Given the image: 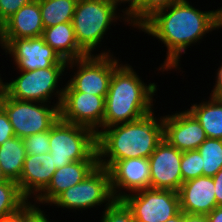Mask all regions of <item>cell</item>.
I'll return each instance as SVG.
<instances>
[{"label":"cell","mask_w":222,"mask_h":222,"mask_svg":"<svg viewBox=\"0 0 222 222\" xmlns=\"http://www.w3.org/2000/svg\"><path fill=\"white\" fill-rule=\"evenodd\" d=\"M221 28L222 21L214 8L203 11L189 0H179L156 11L137 30L156 38L159 43L164 44L162 47H166V58L158 68H154L155 74L158 71V75L160 72L165 75L164 72H185L181 70V58L188 54L187 49L199 45L208 33L212 34Z\"/></svg>","instance_id":"obj_1"},{"label":"cell","mask_w":222,"mask_h":222,"mask_svg":"<svg viewBox=\"0 0 222 222\" xmlns=\"http://www.w3.org/2000/svg\"><path fill=\"white\" fill-rule=\"evenodd\" d=\"M155 112L132 122L101 129L96 134L98 165L109 168L119 160L148 159L163 140V116Z\"/></svg>","instance_id":"obj_2"},{"label":"cell","mask_w":222,"mask_h":222,"mask_svg":"<svg viewBox=\"0 0 222 222\" xmlns=\"http://www.w3.org/2000/svg\"><path fill=\"white\" fill-rule=\"evenodd\" d=\"M124 62L113 71L109 83L103 129L138 120L158 108L154 96H157L160 85L144 82L143 77L135 71L136 66Z\"/></svg>","instance_id":"obj_3"},{"label":"cell","mask_w":222,"mask_h":222,"mask_svg":"<svg viewBox=\"0 0 222 222\" xmlns=\"http://www.w3.org/2000/svg\"><path fill=\"white\" fill-rule=\"evenodd\" d=\"M120 12L122 11L107 0H78L72 24L78 45L87 55L114 54L111 48L107 49L106 46L103 50L102 45L105 38H108L107 35H111L112 27L120 25L118 21L124 22L122 24L125 26H131L127 16ZM108 31L110 33H107ZM99 48L102 50L99 51Z\"/></svg>","instance_id":"obj_4"},{"label":"cell","mask_w":222,"mask_h":222,"mask_svg":"<svg viewBox=\"0 0 222 222\" xmlns=\"http://www.w3.org/2000/svg\"><path fill=\"white\" fill-rule=\"evenodd\" d=\"M66 66L67 64H54L45 69L16 71L15 78L11 77L9 82L5 80L4 92L13 99L44 102L60 107L65 86L63 79L66 80L64 77L68 73Z\"/></svg>","instance_id":"obj_5"},{"label":"cell","mask_w":222,"mask_h":222,"mask_svg":"<svg viewBox=\"0 0 222 222\" xmlns=\"http://www.w3.org/2000/svg\"><path fill=\"white\" fill-rule=\"evenodd\" d=\"M49 147L56 168L74 161L98 160L96 133L60 118L50 129Z\"/></svg>","instance_id":"obj_6"},{"label":"cell","mask_w":222,"mask_h":222,"mask_svg":"<svg viewBox=\"0 0 222 222\" xmlns=\"http://www.w3.org/2000/svg\"><path fill=\"white\" fill-rule=\"evenodd\" d=\"M114 200L109 169L98 165L83 181L59 194L47 208L52 206L53 209L56 206L60 210L75 211L77 214V211L83 213L95 208L99 210L100 207H103L100 210H104Z\"/></svg>","instance_id":"obj_7"},{"label":"cell","mask_w":222,"mask_h":222,"mask_svg":"<svg viewBox=\"0 0 222 222\" xmlns=\"http://www.w3.org/2000/svg\"><path fill=\"white\" fill-rule=\"evenodd\" d=\"M120 60L115 53L68 61L66 71L70 78L65 81L64 92H86L106 98L113 71L123 62Z\"/></svg>","instance_id":"obj_8"},{"label":"cell","mask_w":222,"mask_h":222,"mask_svg":"<svg viewBox=\"0 0 222 222\" xmlns=\"http://www.w3.org/2000/svg\"><path fill=\"white\" fill-rule=\"evenodd\" d=\"M0 106L6 112L15 136L22 139L50 130L60 118L57 105L13 99L5 92L0 95Z\"/></svg>","instance_id":"obj_9"},{"label":"cell","mask_w":222,"mask_h":222,"mask_svg":"<svg viewBox=\"0 0 222 222\" xmlns=\"http://www.w3.org/2000/svg\"><path fill=\"white\" fill-rule=\"evenodd\" d=\"M0 48L3 50L1 55L11 58L12 67L16 71H33L52 67L54 64H67L66 60L45 43L42 36L0 39Z\"/></svg>","instance_id":"obj_10"},{"label":"cell","mask_w":222,"mask_h":222,"mask_svg":"<svg viewBox=\"0 0 222 222\" xmlns=\"http://www.w3.org/2000/svg\"><path fill=\"white\" fill-rule=\"evenodd\" d=\"M132 210L135 222H165L180 211L178 192L141 189L122 199Z\"/></svg>","instance_id":"obj_11"},{"label":"cell","mask_w":222,"mask_h":222,"mask_svg":"<svg viewBox=\"0 0 222 222\" xmlns=\"http://www.w3.org/2000/svg\"><path fill=\"white\" fill-rule=\"evenodd\" d=\"M60 119L92 129H103L105 98L83 92H63L59 107Z\"/></svg>","instance_id":"obj_12"},{"label":"cell","mask_w":222,"mask_h":222,"mask_svg":"<svg viewBox=\"0 0 222 222\" xmlns=\"http://www.w3.org/2000/svg\"><path fill=\"white\" fill-rule=\"evenodd\" d=\"M182 151L170 145L164 138L148 158L150 164V188L178 192L183 180L181 174Z\"/></svg>","instance_id":"obj_13"},{"label":"cell","mask_w":222,"mask_h":222,"mask_svg":"<svg viewBox=\"0 0 222 222\" xmlns=\"http://www.w3.org/2000/svg\"><path fill=\"white\" fill-rule=\"evenodd\" d=\"M163 138L182 152L197 150L207 139L200 123L186 108L163 114Z\"/></svg>","instance_id":"obj_14"},{"label":"cell","mask_w":222,"mask_h":222,"mask_svg":"<svg viewBox=\"0 0 222 222\" xmlns=\"http://www.w3.org/2000/svg\"><path fill=\"white\" fill-rule=\"evenodd\" d=\"M111 190L115 199L150 188V164L147 158L115 161L109 168Z\"/></svg>","instance_id":"obj_15"},{"label":"cell","mask_w":222,"mask_h":222,"mask_svg":"<svg viewBox=\"0 0 222 222\" xmlns=\"http://www.w3.org/2000/svg\"><path fill=\"white\" fill-rule=\"evenodd\" d=\"M56 167L50 152L40 155L27 154L17 182L22 194L33 201L50 183Z\"/></svg>","instance_id":"obj_16"},{"label":"cell","mask_w":222,"mask_h":222,"mask_svg":"<svg viewBox=\"0 0 222 222\" xmlns=\"http://www.w3.org/2000/svg\"><path fill=\"white\" fill-rule=\"evenodd\" d=\"M214 189L210 176H199L183 182L178 191L180 210L187 214H209L217 207Z\"/></svg>","instance_id":"obj_17"},{"label":"cell","mask_w":222,"mask_h":222,"mask_svg":"<svg viewBox=\"0 0 222 222\" xmlns=\"http://www.w3.org/2000/svg\"><path fill=\"white\" fill-rule=\"evenodd\" d=\"M97 166L98 160H83L57 168L48 186L33 202L47 207L63 191L83 181Z\"/></svg>","instance_id":"obj_18"},{"label":"cell","mask_w":222,"mask_h":222,"mask_svg":"<svg viewBox=\"0 0 222 222\" xmlns=\"http://www.w3.org/2000/svg\"><path fill=\"white\" fill-rule=\"evenodd\" d=\"M39 0L22 6L0 26V39L34 38L43 35Z\"/></svg>","instance_id":"obj_19"},{"label":"cell","mask_w":222,"mask_h":222,"mask_svg":"<svg viewBox=\"0 0 222 222\" xmlns=\"http://www.w3.org/2000/svg\"><path fill=\"white\" fill-rule=\"evenodd\" d=\"M42 37L67 62L87 56L78 45L72 22L44 28Z\"/></svg>","instance_id":"obj_20"},{"label":"cell","mask_w":222,"mask_h":222,"mask_svg":"<svg viewBox=\"0 0 222 222\" xmlns=\"http://www.w3.org/2000/svg\"><path fill=\"white\" fill-rule=\"evenodd\" d=\"M186 108L200 123L207 138L222 140V99L208 96Z\"/></svg>","instance_id":"obj_21"},{"label":"cell","mask_w":222,"mask_h":222,"mask_svg":"<svg viewBox=\"0 0 222 222\" xmlns=\"http://www.w3.org/2000/svg\"><path fill=\"white\" fill-rule=\"evenodd\" d=\"M26 155L23 139L17 136L0 145V167L7 179L19 181Z\"/></svg>","instance_id":"obj_22"},{"label":"cell","mask_w":222,"mask_h":222,"mask_svg":"<svg viewBox=\"0 0 222 222\" xmlns=\"http://www.w3.org/2000/svg\"><path fill=\"white\" fill-rule=\"evenodd\" d=\"M78 0H39L43 27L72 22Z\"/></svg>","instance_id":"obj_23"},{"label":"cell","mask_w":222,"mask_h":222,"mask_svg":"<svg viewBox=\"0 0 222 222\" xmlns=\"http://www.w3.org/2000/svg\"><path fill=\"white\" fill-rule=\"evenodd\" d=\"M28 202L17 182L8 179L0 183V220L17 212Z\"/></svg>","instance_id":"obj_24"},{"label":"cell","mask_w":222,"mask_h":222,"mask_svg":"<svg viewBox=\"0 0 222 222\" xmlns=\"http://www.w3.org/2000/svg\"><path fill=\"white\" fill-rule=\"evenodd\" d=\"M197 150L203 158V176H215L222 168V140L207 138Z\"/></svg>","instance_id":"obj_25"},{"label":"cell","mask_w":222,"mask_h":222,"mask_svg":"<svg viewBox=\"0 0 222 222\" xmlns=\"http://www.w3.org/2000/svg\"><path fill=\"white\" fill-rule=\"evenodd\" d=\"M203 158L198 150L182 152L181 174L183 182L203 176Z\"/></svg>","instance_id":"obj_26"},{"label":"cell","mask_w":222,"mask_h":222,"mask_svg":"<svg viewBox=\"0 0 222 222\" xmlns=\"http://www.w3.org/2000/svg\"><path fill=\"white\" fill-rule=\"evenodd\" d=\"M101 212L100 222H135L132 210L122 199H115Z\"/></svg>","instance_id":"obj_27"},{"label":"cell","mask_w":222,"mask_h":222,"mask_svg":"<svg viewBox=\"0 0 222 222\" xmlns=\"http://www.w3.org/2000/svg\"><path fill=\"white\" fill-rule=\"evenodd\" d=\"M50 130L36 133L23 138L26 153L31 155H40L48 153L49 147Z\"/></svg>","instance_id":"obj_28"},{"label":"cell","mask_w":222,"mask_h":222,"mask_svg":"<svg viewBox=\"0 0 222 222\" xmlns=\"http://www.w3.org/2000/svg\"><path fill=\"white\" fill-rule=\"evenodd\" d=\"M179 0H138V28L156 11Z\"/></svg>","instance_id":"obj_29"},{"label":"cell","mask_w":222,"mask_h":222,"mask_svg":"<svg viewBox=\"0 0 222 222\" xmlns=\"http://www.w3.org/2000/svg\"><path fill=\"white\" fill-rule=\"evenodd\" d=\"M115 5L124 15L133 29H138V0H107ZM127 5V6H126ZM124 7L123 9L121 7ZM126 6V8H125Z\"/></svg>","instance_id":"obj_30"},{"label":"cell","mask_w":222,"mask_h":222,"mask_svg":"<svg viewBox=\"0 0 222 222\" xmlns=\"http://www.w3.org/2000/svg\"><path fill=\"white\" fill-rule=\"evenodd\" d=\"M34 203L33 201H29L24 206V222H55L51 221V216L49 213L46 214L43 210L44 206ZM49 215V216H48Z\"/></svg>","instance_id":"obj_31"},{"label":"cell","mask_w":222,"mask_h":222,"mask_svg":"<svg viewBox=\"0 0 222 222\" xmlns=\"http://www.w3.org/2000/svg\"><path fill=\"white\" fill-rule=\"evenodd\" d=\"M32 1L33 0H0V26L22 6Z\"/></svg>","instance_id":"obj_32"},{"label":"cell","mask_w":222,"mask_h":222,"mask_svg":"<svg viewBox=\"0 0 222 222\" xmlns=\"http://www.w3.org/2000/svg\"><path fill=\"white\" fill-rule=\"evenodd\" d=\"M15 136L13 127L4 109L0 106V145Z\"/></svg>","instance_id":"obj_33"},{"label":"cell","mask_w":222,"mask_h":222,"mask_svg":"<svg viewBox=\"0 0 222 222\" xmlns=\"http://www.w3.org/2000/svg\"><path fill=\"white\" fill-rule=\"evenodd\" d=\"M221 62V63H220ZM219 66L216 69V73H215V78H213V80L215 81V83H213V87L211 92L209 95L218 99H222V61H219Z\"/></svg>","instance_id":"obj_34"},{"label":"cell","mask_w":222,"mask_h":222,"mask_svg":"<svg viewBox=\"0 0 222 222\" xmlns=\"http://www.w3.org/2000/svg\"><path fill=\"white\" fill-rule=\"evenodd\" d=\"M215 186V197L217 206H222V168L212 177Z\"/></svg>","instance_id":"obj_35"},{"label":"cell","mask_w":222,"mask_h":222,"mask_svg":"<svg viewBox=\"0 0 222 222\" xmlns=\"http://www.w3.org/2000/svg\"><path fill=\"white\" fill-rule=\"evenodd\" d=\"M0 222H24V206L17 212L5 216L0 220Z\"/></svg>","instance_id":"obj_36"},{"label":"cell","mask_w":222,"mask_h":222,"mask_svg":"<svg viewBox=\"0 0 222 222\" xmlns=\"http://www.w3.org/2000/svg\"><path fill=\"white\" fill-rule=\"evenodd\" d=\"M182 222H208L206 215L187 214L182 212Z\"/></svg>","instance_id":"obj_37"},{"label":"cell","mask_w":222,"mask_h":222,"mask_svg":"<svg viewBox=\"0 0 222 222\" xmlns=\"http://www.w3.org/2000/svg\"><path fill=\"white\" fill-rule=\"evenodd\" d=\"M208 222H222V206L215 207L206 215Z\"/></svg>","instance_id":"obj_38"},{"label":"cell","mask_w":222,"mask_h":222,"mask_svg":"<svg viewBox=\"0 0 222 222\" xmlns=\"http://www.w3.org/2000/svg\"><path fill=\"white\" fill-rule=\"evenodd\" d=\"M165 222H182V211L180 210L175 216L169 218Z\"/></svg>","instance_id":"obj_39"},{"label":"cell","mask_w":222,"mask_h":222,"mask_svg":"<svg viewBox=\"0 0 222 222\" xmlns=\"http://www.w3.org/2000/svg\"><path fill=\"white\" fill-rule=\"evenodd\" d=\"M2 70H0V72H1ZM1 76H3V75H1L0 74V95L4 92V90H5V81L4 80H6L7 78L5 77V79H4V77H1ZM3 78V79H2Z\"/></svg>","instance_id":"obj_40"},{"label":"cell","mask_w":222,"mask_h":222,"mask_svg":"<svg viewBox=\"0 0 222 222\" xmlns=\"http://www.w3.org/2000/svg\"><path fill=\"white\" fill-rule=\"evenodd\" d=\"M8 179L6 178V176L4 175V173L2 172V169L0 167V183L7 181Z\"/></svg>","instance_id":"obj_41"},{"label":"cell","mask_w":222,"mask_h":222,"mask_svg":"<svg viewBox=\"0 0 222 222\" xmlns=\"http://www.w3.org/2000/svg\"><path fill=\"white\" fill-rule=\"evenodd\" d=\"M216 12H217V15H218V18L222 21V6L219 8L216 9Z\"/></svg>","instance_id":"obj_42"}]
</instances>
